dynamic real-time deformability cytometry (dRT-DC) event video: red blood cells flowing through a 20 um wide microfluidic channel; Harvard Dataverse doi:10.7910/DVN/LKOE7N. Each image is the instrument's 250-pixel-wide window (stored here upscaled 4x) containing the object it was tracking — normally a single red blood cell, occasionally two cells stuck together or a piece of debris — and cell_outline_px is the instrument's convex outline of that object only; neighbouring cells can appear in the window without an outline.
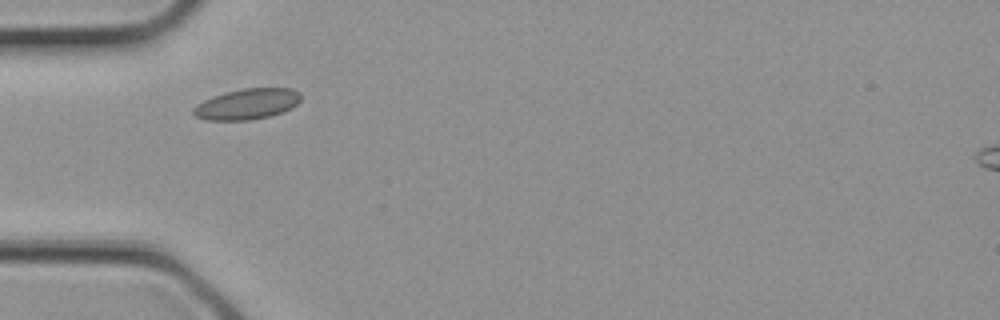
{"species": "common noctule bat (a hibernating species)", "species_latin": "Nyctalus noctula", "temperature_condition": "cold", "stored_images_in_passage": 2, "camera_frame_rate_fps": 3000, "um_per_image_px": 0.085, "animal": {"sex": "female", "body_mass_g": 21.9}, "frame": {"image": 1, "passage_image": 2, "time_ms": 0.333, "image_size_px": [1000, 320], "cell_outline_px": [[300, 100], [292, 108], [268, 116], [252, 120], [204, 120], [196, 116], [192, 112], [192, 108], [196, 104], [212, 96], [244, 88], [292, 88], [300, 92]], "centroid_in_image_um": [20.98, 8.84], "position_along_channel_um": 64.0, "area_um2": 19.19}}